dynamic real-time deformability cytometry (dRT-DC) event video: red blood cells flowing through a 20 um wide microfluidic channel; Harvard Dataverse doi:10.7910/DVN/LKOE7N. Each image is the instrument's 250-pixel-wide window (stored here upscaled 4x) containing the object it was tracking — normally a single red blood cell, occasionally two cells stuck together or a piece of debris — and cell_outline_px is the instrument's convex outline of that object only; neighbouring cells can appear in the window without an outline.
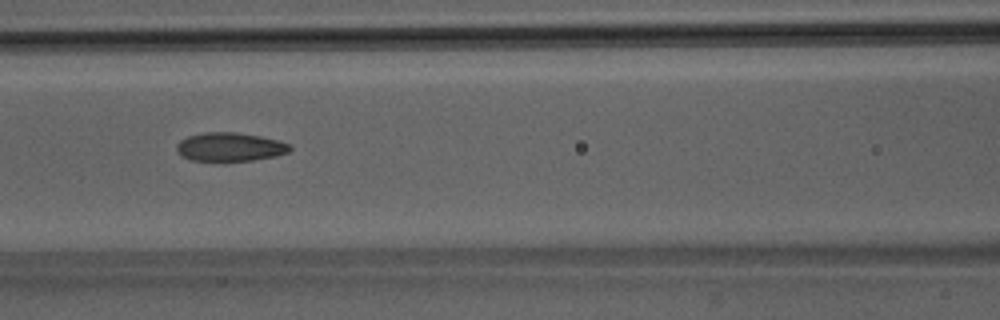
{"species": "Egyptian fruit bat (a non-hibernating species)", "species_latin": "Rousettus aegyptiacus", "temperature_condition": "room temperature", "stored_images_in_passage": 7, "camera_frame_rate_fps": 3000, "um_per_image_px": 0.085, "animal": {"sex": "male"}, "frame": {"image": 1, "passage_image": 4, "time_ms": 4.0, "image_size_px": [1000, 320], "cell_outline_px": [[292, 148], [288, 152], [276, 156], [252, 160], [224, 164], [188, 160], [176, 152], [176, 144], [180, 140], [188, 136], [204, 132], [236, 132], [260, 136], [276, 140], [288, 144]], "centroid_in_image_um": [19.47, 12.54], "position_along_channel_um": 147.1, "area_um2": 19.71}}